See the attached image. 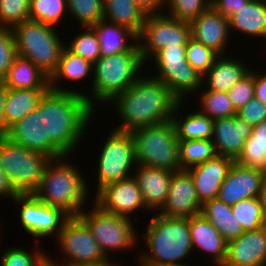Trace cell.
<instances>
[{
    "label": "cell",
    "instance_id": "obj_18",
    "mask_svg": "<svg viewBox=\"0 0 266 266\" xmlns=\"http://www.w3.org/2000/svg\"><path fill=\"white\" fill-rule=\"evenodd\" d=\"M263 178L261 169L244 167L234 162L217 198L232 206L241 200L258 197Z\"/></svg>",
    "mask_w": 266,
    "mask_h": 266
},
{
    "label": "cell",
    "instance_id": "obj_20",
    "mask_svg": "<svg viewBox=\"0 0 266 266\" xmlns=\"http://www.w3.org/2000/svg\"><path fill=\"white\" fill-rule=\"evenodd\" d=\"M235 160L227 156H216L204 163L190 167V173L199 201L217 198L219 189Z\"/></svg>",
    "mask_w": 266,
    "mask_h": 266
},
{
    "label": "cell",
    "instance_id": "obj_17",
    "mask_svg": "<svg viewBox=\"0 0 266 266\" xmlns=\"http://www.w3.org/2000/svg\"><path fill=\"white\" fill-rule=\"evenodd\" d=\"M202 203L187 170L173 172L168 196L158 214L171 218H189L201 213Z\"/></svg>",
    "mask_w": 266,
    "mask_h": 266
},
{
    "label": "cell",
    "instance_id": "obj_43",
    "mask_svg": "<svg viewBox=\"0 0 266 266\" xmlns=\"http://www.w3.org/2000/svg\"><path fill=\"white\" fill-rule=\"evenodd\" d=\"M168 16L191 23L210 7V0H165Z\"/></svg>",
    "mask_w": 266,
    "mask_h": 266
},
{
    "label": "cell",
    "instance_id": "obj_41",
    "mask_svg": "<svg viewBox=\"0 0 266 266\" xmlns=\"http://www.w3.org/2000/svg\"><path fill=\"white\" fill-rule=\"evenodd\" d=\"M29 252L22 247L13 246L3 251L0 258V266H47L48 256L45 251L41 249H35V251Z\"/></svg>",
    "mask_w": 266,
    "mask_h": 266
},
{
    "label": "cell",
    "instance_id": "obj_46",
    "mask_svg": "<svg viewBox=\"0 0 266 266\" xmlns=\"http://www.w3.org/2000/svg\"><path fill=\"white\" fill-rule=\"evenodd\" d=\"M16 56L17 50L11 29L0 27V81L6 77Z\"/></svg>",
    "mask_w": 266,
    "mask_h": 266
},
{
    "label": "cell",
    "instance_id": "obj_23",
    "mask_svg": "<svg viewBox=\"0 0 266 266\" xmlns=\"http://www.w3.org/2000/svg\"><path fill=\"white\" fill-rule=\"evenodd\" d=\"M136 167L133 177L138 183L143 202L149 210L156 213L167 200L173 172L150 166L137 165Z\"/></svg>",
    "mask_w": 266,
    "mask_h": 266
},
{
    "label": "cell",
    "instance_id": "obj_35",
    "mask_svg": "<svg viewBox=\"0 0 266 266\" xmlns=\"http://www.w3.org/2000/svg\"><path fill=\"white\" fill-rule=\"evenodd\" d=\"M216 156L212 139L179 140L181 170H187Z\"/></svg>",
    "mask_w": 266,
    "mask_h": 266
},
{
    "label": "cell",
    "instance_id": "obj_3",
    "mask_svg": "<svg viewBox=\"0 0 266 266\" xmlns=\"http://www.w3.org/2000/svg\"><path fill=\"white\" fill-rule=\"evenodd\" d=\"M142 236L147 248L138 254L141 266L186 264L194 250L189 231V218H171L154 214ZM148 249V250H147Z\"/></svg>",
    "mask_w": 266,
    "mask_h": 266
},
{
    "label": "cell",
    "instance_id": "obj_26",
    "mask_svg": "<svg viewBox=\"0 0 266 266\" xmlns=\"http://www.w3.org/2000/svg\"><path fill=\"white\" fill-rule=\"evenodd\" d=\"M93 73V64L84 58L72 53L67 46H65L60 54V59L56 70L49 78V87L51 90L60 92H72L83 95L85 92L75 91L74 89L68 90L67 88H60L61 80L69 82H77L84 80Z\"/></svg>",
    "mask_w": 266,
    "mask_h": 266
},
{
    "label": "cell",
    "instance_id": "obj_52",
    "mask_svg": "<svg viewBox=\"0 0 266 266\" xmlns=\"http://www.w3.org/2000/svg\"><path fill=\"white\" fill-rule=\"evenodd\" d=\"M8 95V87L0 81V138L6 135V121L4 116V104Z\"/></svg>",
    "mask_w": 266,
    "mask_h": 266
},
{
    "label": "cell",
    "instance_id": "obj_31",
    "mask_svg": "<svg viewBox=\"0 0 266 266\" xmlns=\"http://www.w3.org/2000/svg\"><path fill=\"white\" fill-rule=\"evenodd\" d=\"M104 20L130 29L137 36L141 33L147 14L134 0H103Z\"/></svg>",
    "mask_w": 266,
    "mask_h": 266
},
{
    "label": "cell",
    "instance_id": "obj_40",
    "mask_svg": "<svg viewBox=\"0 0 266 266\" xmlns=\"http://www.w3.org/2000/svg\"><path fill=\"white\" fill-rule=\"evenodd\" d=\"M82 33L77 34L67 48L74 54L94 64L100 57V44L95 31L90 26H85Z\"/></svg>",
    "mask_w": 266,
    "mask_h": 266
},
{
    "label": "cell",
    "instance_id": "obj_47",
    "mask_svg": "<svg viewBox=\"0 0 266 266\" xmlns=\"http://www.w3.org/2000/svg\"><path fill=\"white\" fill-rule=\"evenodd\" d=\"M236 116L254 127L266 120V104L254 97L246 105L237 110Z\"/></svg>",
    "mask_w": 266,
    "mask_h": 266
},
{
    "label": "cell",
    "instance_id": "obj_13",
    "mask_svg": "<svg viewBox=\"0 0 266 266\" xmlns=\"http://www.w3.org/2000/svg\"><path fill=\"white\" fill-rule=\"evenodd\" d=\"M190 37V23L160 13L146 16L137 42L143 62L147 63L162 48L186 45Z\"/></svg>",
    "mask_w": 266,
    "mask_h": 266
},
{
    "label": "cell",
    "instance_id": "obj_21",
    "mask_svg": "<svg viewBox=\"0 0 266 266\" xmlns=\"http://www.w3.org/2000/svg\"><path fill=\"white\" fill-rule=\"evenodd\" d=\"M253 127L238 116L214 120L212 141L218 156L234 160L242 153Z\"/></svg>",
    "mask_w": 266,
    "mask_h": 266
},
{
    "label": "cell",
    "instance_id": "obj_10",
    "mask_svg": "<svg viewBox=\"0 0 266 266\" xmlns=\"http://www.w3.org/2000/svg\"><path fill=\"white\" fill-rule=\"evenodd\" d=\"M93 205L91 211L87 212L84 209L78 217L88 226L109 261L112 262L110 253L113 251L119 252L136 247L134 245L138 241V233L131 218L106 213L94 203Z\"/></svg>",
    "mask_w": 266,
    "mask_h": 266
},
{
    "label": "cell",
    "instance_id": "obj_45",
    "mask_svg": "<svg viewBox=\"0 0 266 266\" xmlns=\"http://www.w3.org/2000/svg\"><path fill=\"white\" fill-rule=\"evenodd\" d=\"M227 93L236 111L246 105L255 97L254 70L250 69Z\"/></svg>",
    "mask_w": 266,
    "mask_h": 266
},
{
    "label": "cell",
    "instance_id": "obj_29",
    "mask_svg": "<svg viewBox=\"0 0 266 266\" xmlns=\"http://www.w3.org/2000/svg\"><path fill=\"white\" fill-rule=\"evenodd\" d=\"M10 89H49V77L30 60L17 55L2 80Z\"/></svg>",
    "mask_w": 266,
    "mask_h": 266
},
{
    "label": "cell",
    "instance_id": "obj_7",
    "mask_svg": "<svg viewBox=\"0 0 266 266\" xmlns=\"http://www.w3.org/2000/svg\"><path fill=\"white\" fill-rule=\"evenodd\" d=\"M134 141L137 165L176 172L179 162V140L172 120L135 129L130 132Z\"/></svg>",
    "mask_w": 266,
    "mask_h": 266
},
{
    "label": "cell",
    "instance_id": "obj_48",
    "mask_svg": "<svg viewBox=\"0 0 266 266\" xmlns=\"http://www.w3.org/2000/svg\"><path fill=\"white\" fill-rule=\"evenodd\" d=\"M248 1L249 0H210V7L223 17L229 19L237 10L244 7Z\"/></svg>",
    "mask_w": 266,
    "mask_h": 266
},
{
    "label": "cell",
    "instance_id": "obj_5",
    "mask_svg": "<svg viewBox=\"0 0 266 266\" xmlns=\"http://www.w3.org/2000/svg\"><path fill=\"white\" fill-rule=\"evenodd\" d=\"M144 65L137 43L129 51L101 56L93 64L91 95H85L87 103L94 110L97 103L108 104L114 96L133 85Z\"/></svg>",
    "mask_w": 266,
    "mask_h": 266
},
{
    "label": "cell",
    "instance_id": "obj_49",
    "mask_svg": "<svg viewBox=\"0 0 266 266\" xmlns=\"http://www.w3.org/2000/svg\"><path fill=\"white\" fill-rule=\"evenodd\" d=\"M137 6L147 15L163 13L165 0H134ZM163 7V8H162Z\"/></svg>",
    "mask_w": 266,
    "mask_h": 266
},
{
    "label": "cell",
    "instance_id": "obj_30",
    "mask_svg": "<svg viewBox=\"0 0 266 266\" xmlns=\"http://www.w3.org/2000/svg\"><path fill=\"white\" fill-rule=\"evenodd\" d=\"M47 90L8 88V95L4 104L6 133L11 125L38 107L39 101Z\"/></svg>",
    "mask_w": 266,
    "mask_h": 266
},
{
    "label": "cell",
    "instance_id": "obj_1",
    "mask_svg": "<svg viewBox=\"0 0 266 266\" xmlns=\"http://www.w3.org/2000/svg\"><path fill=\"white\" fill-rule=\"evenodd\" d=\"M115 105L121 123L115 130L135 129L172 120L180 100L168 87L152 75L139 77L132 86L114 96L108 103Z\"/></svg>",
    "mask_w": 266,
    "mask_h": 266
},
{
    "label": "cell",
    "instance_id": "obj_16",
    "mask_svg": "<svg viewBox=\"0 0 266 266\" xmlns=\"http://www.w3.org/2000/svg\"><path fill=\"white\" fill-rule=\"evenodd\" d=\"M94 204L106 213L126 218H132L130 216L136 210H149L143 202L140 188L133 176L101 188L95 195Z\"/></svg>",
    "mask_w": 266,
    "mask_h": 266
},
{
    "label": "cell",
    "instance_id": "obj_11",
    "mask_svg": "<svg viewBox=\"0 0 266 266\" xmlns=\"http://www.w3.org/2000/svg\"><path fill=\"white\" fill-rule=\"evenodd\" d=\"M152 59L157 69L153 77L162 81L180 101L186 102L188 93H198L202 87L201 74L186 60V45L162 48Z\"/></svg>",
    "mask_w": 266,
    "mask_h": 266
},
{
    "label": "cell",
    "instance_id": "obj_33",
    "mask_svg": "<svg viewBox=\"0 0 266 266\" xmlns=\"http://www.w3.org/2000/svg\"><path fill=\"white\" fill-rule=\"evenodd\" d=\"M183 104L184 101H180L172 115L178 140L212 139L214 120L199 110L189 112L185 119L180 118L178 110H181Z\"/></svg>",
    "mask_w": 266,
    "mask_h": 266
},
{
    "label": "cell",
    "instance_id": "obj_9",
    "mask_svg": "<svg viewBox=\"0 0 266 266\" xmlns=\"http://www.w3.org/2000/svg\"><path fill=\"white\" fill-rule=\"evenodd\" d=\"M51 158L0 138L2 169L18 194L33 193L39 186Z\"/></svg>",
    "mask_w": 266,
    "mask_h": 266
},
{
    "label": "cell",
    "instance_id": "obj_36",
    "mask_svg": "<svg viewBox=\"0 0 266 266\" xmlns=\"http://www.w3.org/2000/svg\"><path fill=\"white\" fill-rule=\"evenodd\" d=\"M199 103L202 114L207 115L210 119L217 120L235 116L237 111L232 104L227 92H216L204 90V87L199 89ZM203 91V92H202Z\"/></svg>",
    "mask_w": 266,
    "mask_h": 266
},
{
    "label": "cell",
    "instance_id": "obj_24",
    "mask_svg": "<svg viewBox=\"0 0 266 266\" xmlns=\"http://www.w3.org/2000/svg\"><path fill=\"white\" fill-rule=\"evenodd\" d=\"M189 231L193 248L209 254L211 263L222 266L227 257L228 242L221 233L200 213L189 217Z\"/></svg>",
    "mask_w": 266,
    "mask_h": 266
},
{
    "label": "cell",
    "instance_id": "obj_12",
    "mask_svg": "<svg viewBox=\"0 0 266 266\" xmlns=\"http://www.w3.org/2000/svg\"><path fill=\"white\" fill-rule=\"evenodd\" d=\"M103 144L100 156L97 157L96 193L107 184L132 177L131 170L137 166L134 141L130 132L113 128Z\"/></svg>",
    "mask_w": 266,
    "mask_h": 266
},
{
    "label": "cell",
    "instance_id": "obj_2",
    "mask_svg": "<svg viewBox=\"0 0 266 266\" xmlns=\"http://www.w3.org/2000/svg\"><path fill=\"white\" fill-rule=\"evenodd\" d=\"M94 111L83 95L49 88L43 95L44 138H50L66 155H71L85 135Z\"/></svg>",
    "mask_w": 266,
    "mask_h": 266
},
{
    "label": "cell",
    "instance_id": "obj_53",
    "mask_svg": "<svg viewBox=\"0 0 266 266\" xmlns=\"http://www.w3.org/2000/svg\"><path fill=\"white\" fill-rule=\"evenodd\" d=\"M258 199L266 213V178H263Z\"/></svg>",
    "mask_w": 266,
    "mask_h": 266
},
{
    "label": "cell",
    "instance_id": "obj_15",
    "mask_svg": "<svg viewBox=\"0 0 266 266\" xmlns=\"http://www.w3.org/2000/svg\"><path fill=\"white\" fill-rule=\"evenodd\" d=\"M5 137L14 144L51 159L66 155L50 138H44L43 96L35 110L8 128Z\"/></svg>",
    "mask_w": 266,
    "mask_h": 266
},
{
    "label": "cell",
    "instance_id": "obj_25",
    "mask_svg": "<svg viewBox=\"0 0 266 266\" xmlns=\"http://www.w3.org/2000/svg\"><path fill=\"white\" fill-rule=\"evenodd\" d=\"M233 55H219L212 67L202 76L205 90L228 92L251 68Z\"/></svg>",
    "mask_w": 266,
    "mask_h": 266
},
{
    "label": "cell",
    "instance_id": "obj_28",
    "mask_svg": "<svg viewBox=\"0 0 266 266\" xmlns=\"http://www.w3.org/2000/svg\"><path fill=\"white\" fill-rule=\"evenodd\" d=\"M96 33L101 56H109L129 51L137 42V35L125 26L100 20L90 26ZM132 40V44L130 43Z\"/></svg>",
    "mask_w": 266,
    "mask_h": 266
},
{
    "label": "cell",
    "instance_id": "obj_14",
    "mask_svg": "<svg viewBox=\"0 0 266 266\" xmlns=\"http://www.w3.org/2000/svg\"><path fill=\"white\" fill-rule=\"evenodd\" d=\"M12 201L20 204V220L25 232L42 239L49 235L57 237L65 222L71 217L64 210L44 204L33 193L17 194Z\"/></svg>",
    "mask_w": 266,
    "mask_h": 266
},
{
    "label": "cell",
    "instance_id": "obj_55",
    "mask_svg": "<svg viewBox=\"0 0 266 266\" xmlns=\"http://www.w3.org/2000/svg\"><path fill=\"white\" fill-rule=\"evenodd\" d=\"M166 266H190V265H187V264H175V265H166Z\"/></svg>",
    "mask_w": 266,
    "mask_h": 266
},
{
    "label": "cell",
    "instance_id": "obj_32",
    "mask_svg": "<svg viewBox=\"0 0 266 266\" xmlns=\"http://www.w3.org/2000/svg\"><path fill=\"white\" fill-rule=\"evenodd\" d=\"M201 214L221 233L227 242L244 233L242 226L232 213L231 206L226 205L218 198L205 201L202 204Z\"/></svg>",
    "mask_w": 266,
    "mask_h": 266
},
{
    "label": "cell",
    "instance_id": "obj_34",
    "mask_svg": "<svg viewBox=\"0 0 266 266\" xmlns=\"http://www.w3.org/2000/svg\"><path fill=\"white\" fill-rule=\"evenodd\" d=\"M238 165L261 169L266 162V120L253 127L242 153L235 160Z\"/></svg>",
    "mask_w": 266,
    "mask_h": 266
},
{
    "label": "cell",
    "instance_id": "obj_22",
    "mask_svg": "<svg viewBox=\"0 0 266 266\" xmlns=\"http://www.w3.org/2000/svg\"><path fill=\"white\" fill-rule=\"evenodd\" d=\"M191 37L219 55H225L229 44V19L209 7L191 23Z\"/></svg>",
    "mask_w": 266,
    "mask_h": 266
},
{
    "label": "cell",
    "instance_id": "obj_8",
    "mask_svg": "<svg viewBox=\"0 0 266 266\" xmlns=\"http://www.w3.org/2000/svg\"><path fill=\"white\" fill-rule=\"evenodd\" d=\"M57 244L63 263L48 256L51 266H116L102 253L99 244L92 236L88 226L78 217L71 216L59 232ZM58 262V263H56Z\"/></svg>",
    "mask_w": 266,
    "mask_h": 266
},
{
    "label": "cell",
    "instance_id": "obj_27",
    "mask_svg": "<svg viewBox=\"0 0 266 266\" xmlns=\"http://www.w3.org/2000/svg\"><path fill=\"white\" fill-rule=\"evenodd\" d=\"M230 34L239 31L253 38H266V0H249L229 18Z\"/></svg>",
    "mask_w": 266,
    "mask_h": 266
},
{
    "label": "cell",
    "instance_id": "obj_51",
    "mask_svg": "<svg viewBox=\"0 0 266 266\" xmlns=\"http://www.w3.org/2000/svg\"><path fill=\"white\" fill-rule=\"evenodd\" d=\"M18 193L15 191L14 187L10 183L8 177L2 169V165L0 162V197L6 196V198L13 199Z\"/></svg>",
    "mask_w": 266,
    "mask_h": 266
},
{
    "label": "cell",
    "instance_id": "obj_44",
    "mask_svg": "<svg viewBox=\"0 0 266 266\" xmlns=\"http://www.w3.org/2000/svg\"><path fill=\"white\" fill-rule=\"evenodd\" d=\"M30 0H0V27L12 28L29 20Z\"/></svg>",
    "mask_w": 266,
    "mask_h": 266
},
{
    "label": "cell",
    "instance_id": "obj_38",
    "mask_svg": "<svg viewBox=\"0 0 266 266\" xmlns=\"http://www.w3.org/2000/svg\"><path fill=\"white\" fill-rule=\"evenodd\" d=\"M68 13L66 0H30L29 20L58 26Z\"/></svg>",
    "mask_w": 266,
    "mask_h": 266
},
{
    "label": "cell",
    "instance_id": "obj_39",
    "mask_svg": "<svg viewBox=\"0 0 266 266\" xmlns=\"http://www.w3.org/2000/svg\"><path fill=\"white\" fill-rule=\"evenodd\" d=\"M71 17L77 18L82 27L93 26L104 20L103 0H66Z\"/></svg>",
    "mask_w": 266,
    "mask_h": 266
},
{
    "label": "cell",
    "instance_id": "obj_37",
    "mask_svg": "<svg viewBox=\"0 0 266 266\" xmlns=\"http://www.w3.org/2000/svg\"><path fill=\"white\" fill-rule=\"evenodd\" d=\"M231 210L244 232L256 231L266 226V213L258 197L241 200L232 205Z\"/></svg>",
    "mask_w": 266,
    "mask_h": 266
},
{
    "label": "cell",
    "instance_id": "obj_54",
    "mask_svg": "<svg viewBox=\"0 0 266 266\" xmlns=\"http://www.w3.org/2000/svg\"><path fill=\"white\" fill-rule=\"evenodd\" d=\"M262 173H263V177L266 178V162H265V165L264 167L262 168Z\"/></svg>",
    "mask_w": 266,
    "mask_h": 266
},
{
    "label": "cell",
    "instance_id": "obj_19",
    "mask_svg": "<svg viewBox=\"0 0 266 266\" xmlns=\"http://www.w3.org/2000/svg\"><path fill=\"white\" fill-rule=\"evenodd\" d=\"M222 266H266V226L228 241Z\"/></svg>",
    "mask_w": 266,
    "mask_h": 266
},
{
    "label": "cell",
    "instance_id": "obj_50",
    "mask_svg": "<svg viewBox=\"0 0 266 266\" xmlns=\"http://www.w3.org/2000/svg\"><path fill=\"white\" fill-rule=\"evenodd\" d=\"M257 72L254 70V95L255 98L266 104V72L263 74Z\"/></svg>",
    "mask_w": 266,
    "mask_h": 266
},
{
    "label": "cell",
    "instance_id": "obj_42",
    "mask_svg": "<svg viewBox=\"0 0 266 266\" xmlns=\"http://www.w3.org/2000/svg\"><path fill=\"white\" fill-rule=\"evenodd\" d=\"M219 54L190 37L186 44V60L203 76L214 64Z\"/></svg>",
    "mask_w": 266,
    "mask_h": 266
},
{
    "label": "cell",
    "instance_id": "obj_4",
    "mask_svg": "<svg viewBox=\"0 0 266 266\" xmlns=\"http://www.w3.org/2000/svg\"><path fill=\"white\" fill-rule=\"evenodd\" d=\"M66 158L68 155L50 160L33 194L46 205L78 216L86 208L90 188L83 173Z\"/></svg>",
    "mask_w": 266,
    "mask_h": 266
},
{
    "label": "cell",
    "instance_id": "obj_6",
    "mask_svg": "<svg viewBox=\"0 0 266 266\" xmlns=\"http://www.w3.org/2000/svg\"><path fill=\"white\" fill-rule=\"evenodd\" d=\"M11 32L17 55L30 60L50 78L66 45L56 32V27L26 20L13 26Z\"/></svg>",
    "mask_w": 266,
    "mask_h": 266
}]
</instances>
